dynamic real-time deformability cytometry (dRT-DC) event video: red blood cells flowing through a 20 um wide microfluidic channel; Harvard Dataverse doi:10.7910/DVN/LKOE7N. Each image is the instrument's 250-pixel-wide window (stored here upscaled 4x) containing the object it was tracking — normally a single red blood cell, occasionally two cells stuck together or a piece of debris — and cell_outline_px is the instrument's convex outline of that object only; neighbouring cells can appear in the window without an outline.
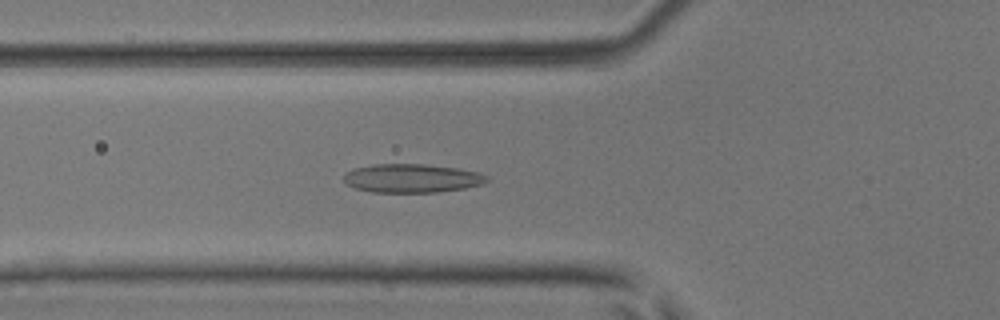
{"species": "common noctule bat (a hibernating species)", "species_latin": "Nyctalus noctula", "temperature_condition": "room temperature", "stored_images_in_passage": 51, "camera_frame_rate_fps": 3000, "um_per_image_px": 0.085, "animal": {"sex": "male", "body_mass_g": 17.9, "forearm_length_mm": 54.2}, "frame": {"image": 1, "passage_image": 19, "time_ms": 6.0, "image_size_px": [1000, 320], "cell_outline_px": [[488, 180], [484, 184], [464, 188], [436, 192], [372, 192], [356, 188], [348, 184], [344, 180], [344, 172], [352, 168], [372, 164], [424, 164], [460, 168], [480, 172], [488, 176]], "centroid_in_image_um": [35.02, 15.14], "position_along_channel_um": 90.8, "area_um2": 24.1}}
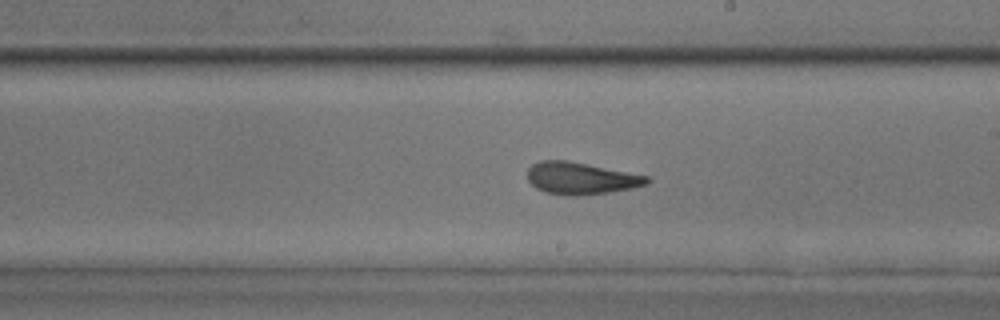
{"frame": {"image": 2, "passage_image": 30, "time_ms": 9.667, "image_size_px": [1000, 320], "cell_outline_px": [[652, 180], [648, 184], [632, 188], [608, 192], [576, 196], [568, 196], [548, 192], [536, 188], [528, 180], [528, 168], [532, 164], [540, 160], [568, 160], [648, 176]], "centroid_in_image_um": [49.38, 15.15], "position_along_channel_um": 239.6, "area_um2": 22.25}}
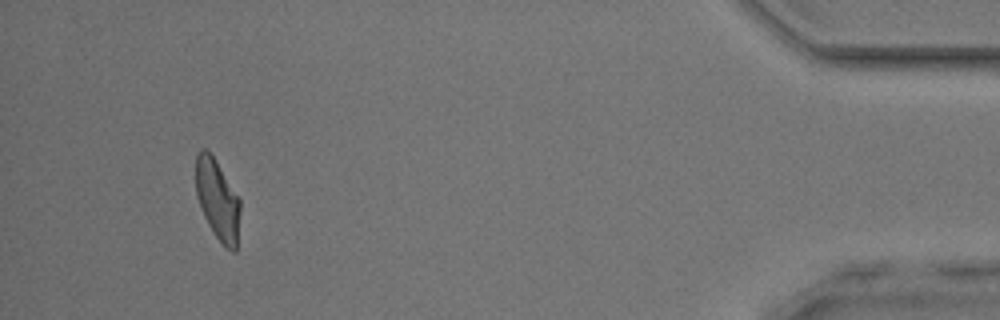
{"frame": {"image": 3, "passage_image": 48, "time_ms": 15.667, "image_size_px": [1000, 320], "cell_outline_px": [[240, 212], [236, 252], [232, 252], [216, 236], [208, 224], [200, 208], [196, 196], [196, 152], [200, 148], [208, 148], [240, 200]], "centroid_in_image_um": [18.47, 16.94], "position_along_channel_um": 416.7, "area_um2": 20.69}, "authors_computed_cell_mechanics": {"area_um2": 22.4842, "velocity_mm_per_s": 4.0658, "shape_relaxation_time_tau1_ms": null, "shape_relaxation_time_tau2_ms": 2.3786, "deformation_change_tau1": null, "deformation_change_tau2": 0.1035}}